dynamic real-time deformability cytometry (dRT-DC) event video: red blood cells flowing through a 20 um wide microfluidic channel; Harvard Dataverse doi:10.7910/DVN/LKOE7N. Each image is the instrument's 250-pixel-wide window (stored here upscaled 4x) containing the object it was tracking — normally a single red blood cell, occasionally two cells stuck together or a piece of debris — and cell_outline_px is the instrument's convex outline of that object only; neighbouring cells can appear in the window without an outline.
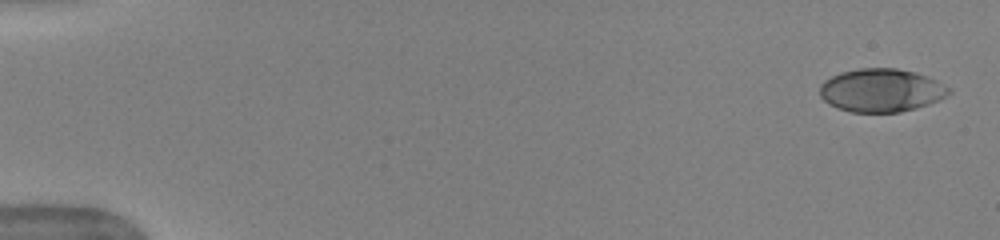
{"species": "human", "species_latin": "Homo sapiens", "temperature_condition": "warm", "stored_images_in_passage": 18, "camera_frame_rate_fps": 3000, "um_per_image_px": 0.085, "donor": {"sex": "female"}, "frame": {"image": 1, "passage_image": 1, "time_ms": 0.0, "image_size_px": [1000, 240], "cell_outline_px": [[952, 92], [948, 96], [928, 104], [916, 108], [900, 112], [852, 112], [836, 108], [828, 104], [820, 96], [820, 84], [824, 80], [840, 72], [860, 68], [896, 68], [916, 72], [928, 76], [952, 88]], "centroid_in_image_um": [74.92, 7.67], "position_along_channel_um": 10.1, "area_um2": 32.83}}
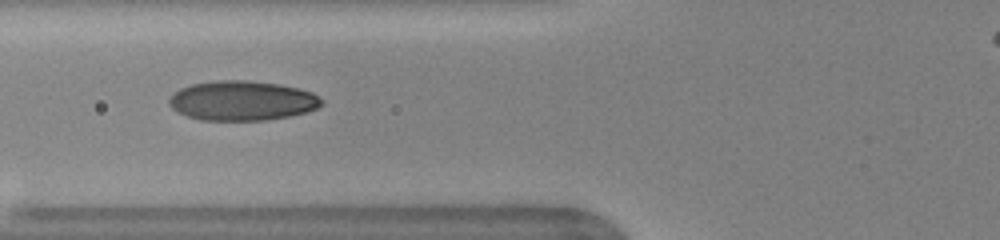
{"frame": {"image": 2, "passage_image": 7, "time_ms": 2.0, "image_size_px": [1000, 240], "cell_outline_px": [[324, 104], [316, 108], [304, 112], [288, 116], [268, 120], [200, 120], [176, 112], [168, 104], [168, 100], [180, 88], [192, 84], [220, 80], [248, 80], [276, 84], [296, 88], [312, 92], [324, 100]], "centroid_in_image_um": [20.57, 8.56], "position_along_channel_um": 105.2, "area_um2": 35.08}}
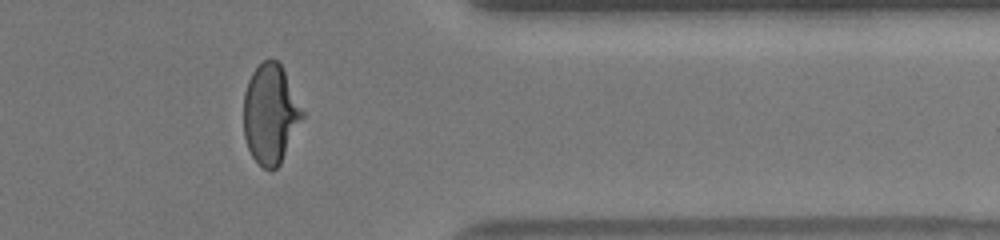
{"frame": {"image": 3, "passage_image": 14, "time_ms": 4.333, "image_size_px": [1000, 240], "cell_outline_px": [[304, 116], [280, 164], [276, 168], [264, 168], [252, 156], [248, 148], [244, 136], [244, 92], [248, 80], [252, 72], [264, 60], [276, 60], [280, 64], [304, 112]], "centroid_in_image_um": [22.97, 9.69], "position_along_channel_um": 388.4, "area_um2": 33.52}}